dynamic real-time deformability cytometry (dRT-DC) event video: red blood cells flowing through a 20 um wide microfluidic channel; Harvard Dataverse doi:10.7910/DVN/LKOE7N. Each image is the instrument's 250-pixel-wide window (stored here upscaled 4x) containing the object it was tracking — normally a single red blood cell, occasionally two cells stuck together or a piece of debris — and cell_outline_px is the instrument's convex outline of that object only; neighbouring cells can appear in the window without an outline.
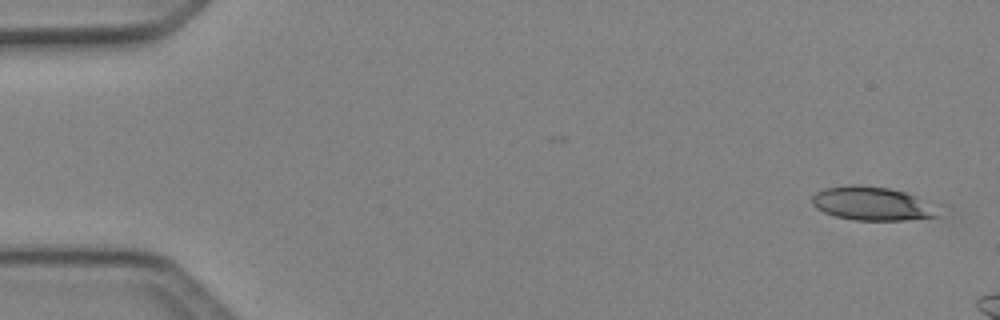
{"species": "Egyptian fruit bat (a non-hibernating species)", "species_latin": "Rousettus aegyptiacus", "temperature_condition": "cold", "stored_images_in_passage": 7, "camera_frame_rate_fps": 3000, "um_per_image_px": 0.085, "animal": {"sex": "female"}, "frame": {"image": 1, "passage_image": 1, "time_ms": 0.0, "image_size_px": [1000, 320], "cell_outline_px": [[948, 204], [940, 216], [904, 220], [852, 220], [836, 216], [824, 212], [816, 208], [812, 204], [812, 196], [816, 192], [824, 188], [848, 184], [852, 184], [888, 188], [904, 192]], "centroid_in_image_um": [74.35, 17.31], "position_along_channel_um": 10.7, "area_um2": 25.89}}